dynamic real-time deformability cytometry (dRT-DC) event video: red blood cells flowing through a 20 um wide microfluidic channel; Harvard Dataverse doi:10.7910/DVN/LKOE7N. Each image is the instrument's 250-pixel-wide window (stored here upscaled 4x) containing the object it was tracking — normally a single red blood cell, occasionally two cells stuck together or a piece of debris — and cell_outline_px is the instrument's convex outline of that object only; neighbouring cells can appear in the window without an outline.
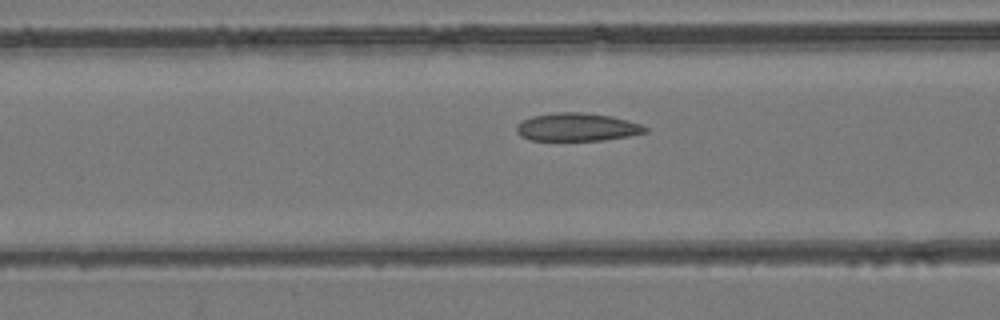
{"species": "common noctule bat (a hibernating species)", "species_latin": "Nyctalus noctula", "temperature_condition": "room temperature", "stored_images_in_passage": 39, "camera_frame_rate_fps": 3000, "um_per_image_px": 0.085, "animal": {"sex": "female", "body_mass_g": 24.6, "forearm_length_mm": 56.2}, "frame": {"image": 1, "passage_image": 10, "time_ms": 3.0, "image_size_px": [1000, 320], "cell_outline_px": [[648, 132], [628, 136], [604, 140], [532, 140], [520, 136], [516, 132], [516, 124], [532, 116], [556, 112], [584, 112], [612, 116], [640, 124], [648, 128]], "centroid_in_image_um": [49.04, 10.8], "position_along_channel_um": 117.6, "area_um2": 21.04}}
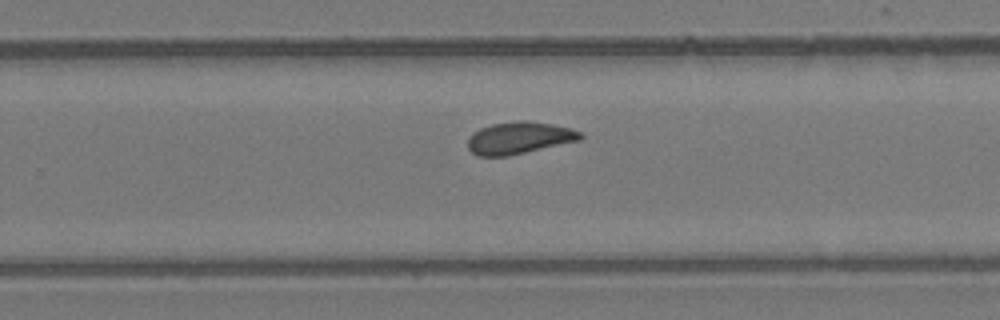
{"frame": {"image": 2, "passage_image": 22, "time_ms": 7.0, "image_size_px": [1000, 320], "cell_outline_px": [[584, 136], [580, 140], [508, 156], [476, 156], [468, 148], [468, 140], [472, 132], [480, 128], [492, 124], [516, 120], [528, 120], [552, 124], [572, 128], [580, 132]], "centroid_in_image_um": [44.12, 11.71], "position_along_channel_um": 285.7, "area_um2": 21.15}}
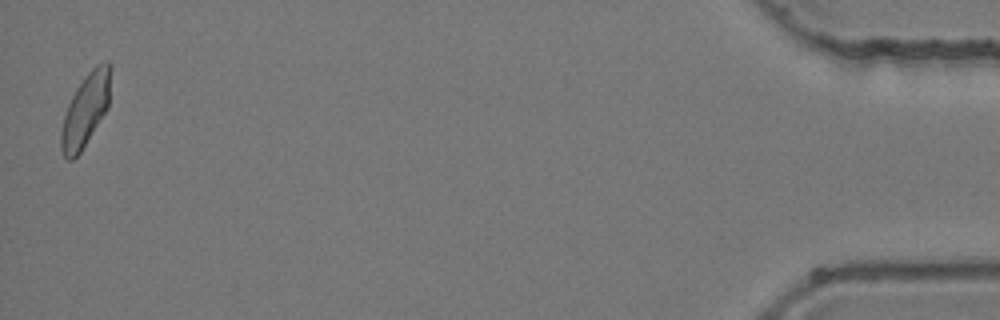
{"frame": {"image": 3, "passage_image": 39, "time_ms": 12.667, "image_size_px": [1000, 320], "cell_outline_px": [[112, 68], [108, 108], [80, 152], [72, 160], [68, 160], [64, 156], [60, 148], [60, 132], [64, 116], [68, 104], [76, 88], [88, 72], [96, 64], [104, 60], [108, 60], [112, 64]], "centroid_in_image_um": [7.29, 9.29], "position_along_channel_um": 427.9, "area_um2": 21.15}}